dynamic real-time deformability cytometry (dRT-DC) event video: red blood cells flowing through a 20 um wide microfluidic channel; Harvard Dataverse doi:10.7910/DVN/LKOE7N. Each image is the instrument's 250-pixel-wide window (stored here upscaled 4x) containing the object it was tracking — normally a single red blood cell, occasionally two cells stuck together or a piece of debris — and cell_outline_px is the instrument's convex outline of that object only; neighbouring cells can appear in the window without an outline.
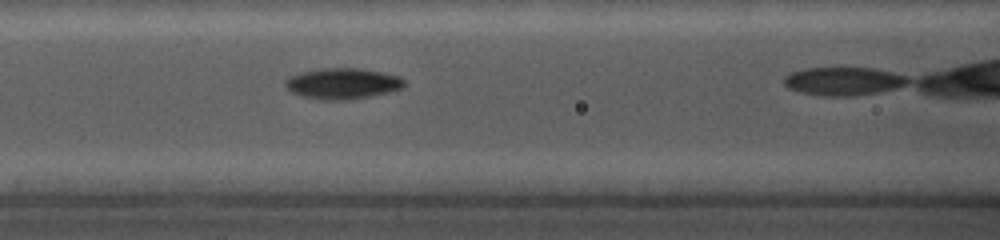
{"species": "common noctule bat (a hibernating species)", "species_latin": "Nyctalus noctula", "temperature_condition": "cold", "stored_images_in_passage": 6, "camera_frame_rate_fps": 5000, "um_per_image_px": 0.085, "animal": {"sex": "female", "body_mass_g": 19.0, "forearm_length_mm": 56.7}, "frame": {"image": 1, "passage_image": 4, "time_ms": 2.4, "image_size_px": [1000, 240], "cell_outline_px": [[404, 88], [392, 92], [372, 96], [348, 100], [320, 100], [304, 96], [292, 92], [284, 84], [284, 80], [288, 76], [300, 72], [324, 68], [360, 68], [384, 72], [400, 76], [404, 80]], "centroid_in_image_um": [29.15, 7.1], "position_along_channel_um": 137.4, "area_um2": 21.73}}